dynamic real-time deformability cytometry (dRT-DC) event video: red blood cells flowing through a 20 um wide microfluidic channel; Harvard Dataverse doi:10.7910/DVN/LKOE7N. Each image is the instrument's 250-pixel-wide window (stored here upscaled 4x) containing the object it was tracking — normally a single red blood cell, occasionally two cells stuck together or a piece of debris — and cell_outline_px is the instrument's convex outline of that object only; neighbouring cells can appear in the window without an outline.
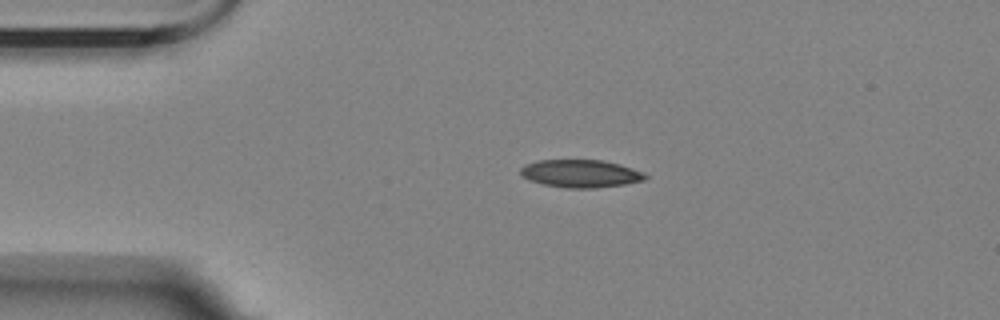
{"species": "Egyptian fruit bat (a non-hibernating species)", "species_latin": "Rousettus aegyptiacus", "temperature_condition": "room temperature", "stored_images_in_passage": 25, "camera_frame_rate_fps": 3000, "um_per_image_px": 0.085, "animal": {"sex": "female"}, "frame": {"image": 1, "passage_image": 1, "time_ms": 0.0, "image_size_px": [1000, 320], "cell_outline_px": [[648, 176], [644, 180], [624, 184], [596, 188], [568, 188], [544, 184], [528, 180], [520, 176], [520, 168], [528, 164], [540, 160], [600, 160], [620, 164], [644, 172]], "centroid_in_image_um": [49.35, 14.75], "position_along_channel_um": 35.6, "area_um2": 20.11}}
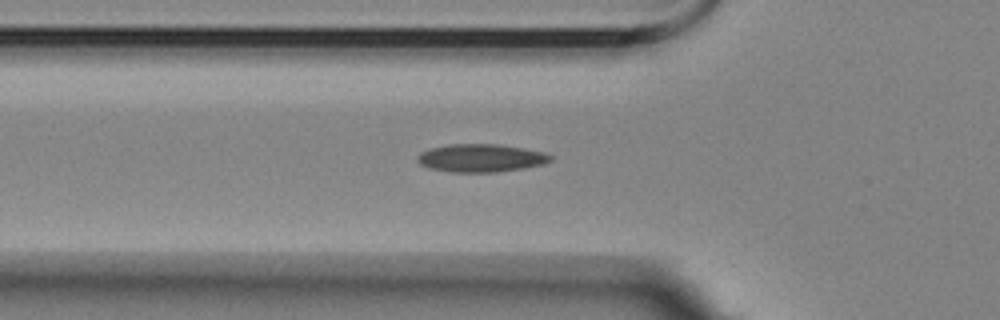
{"frame": {"image": 2, "passage_image": 8, "time_ms": 2.333, "image_size_px": [1000, 320], "cell_outline_px": [[552, 160], [544, 164], [524, 168], [496, 172], [452, 172], [428, 168], [420, 164], [416, 160], [416, 156], [420, 152], [428, 148], [448, 144], [500, 144], [544, 152], [552, 156]], "centroid_in_image_um": [40.84, 13.43], "position_along_channel_um": 85.0, "area_um2": 21.91}}
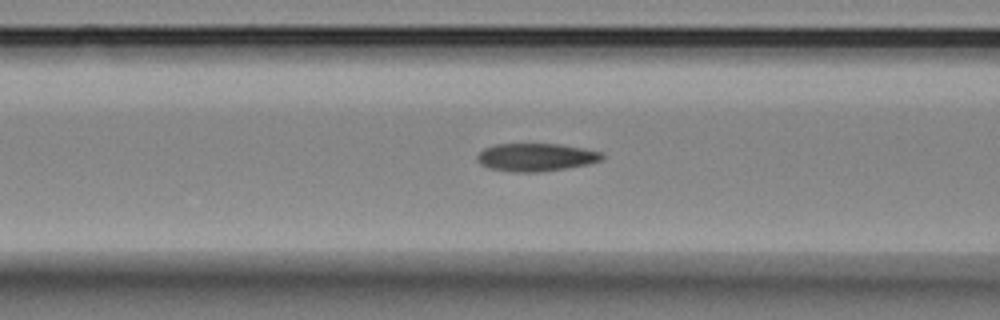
{"frame": {"image": 3, "passage_image": 11, "time_ms": 3.333, "image_size_px": [1000, 320], "cell_outline_px": [[604, 160], [588, 164], [568, 168], [540, 172], [512, 172], [488, 168], [480, 164], [476, 160], [476, 156], [484, 148], [496, 144], [560, 144], [584, 148], [604, 152]], "centroid_in_image_um": [45.58, 13.37], "position_along_channel_um": 121.0, "area_um2": 20.63}}